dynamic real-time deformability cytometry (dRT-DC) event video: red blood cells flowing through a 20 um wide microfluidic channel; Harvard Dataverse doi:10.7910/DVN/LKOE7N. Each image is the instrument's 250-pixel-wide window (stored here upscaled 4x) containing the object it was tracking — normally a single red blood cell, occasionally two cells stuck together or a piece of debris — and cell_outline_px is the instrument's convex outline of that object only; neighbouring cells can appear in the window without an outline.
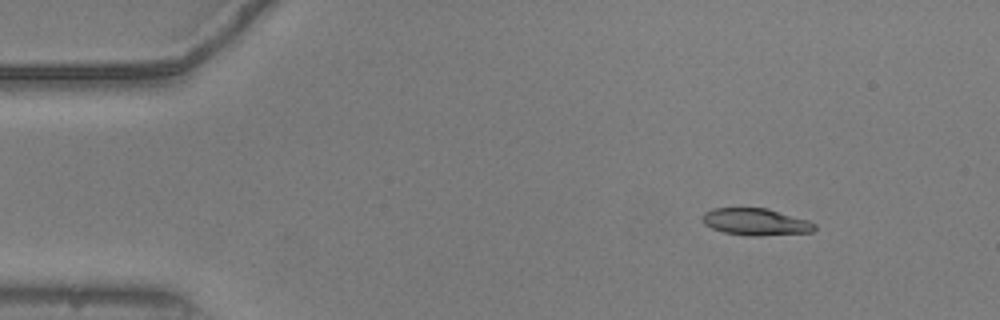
{"species": "common noctule bat (a hibernating species)", "species_latin": "Nyctalus noctula", "temperature_condition": "warm", "stored_images_in_passage": 7, "camera_frame_rate_fps": 3000, "um_per_image_px": 0.085, "animal": {"sex": "male", "body_mass_g": 20.5, "forearm_length_mm": 52.5}, "frame": {"image": 1, "passage_image": 1, "time_ms": 0.0, "image_size_px": [1000, 320], "cell_outline_px": [[816, 228], [812, 232], [760, 236], [748, 236], [724, 232], [712, 228], [704, 224], [704, 212], [712, 208], [768, 208], [808, 220], [816, 224]], "centroid_in_image_um": [64.26, 18.86], "position_along_channel_um": 20.7, "area_um2": 17.63}}